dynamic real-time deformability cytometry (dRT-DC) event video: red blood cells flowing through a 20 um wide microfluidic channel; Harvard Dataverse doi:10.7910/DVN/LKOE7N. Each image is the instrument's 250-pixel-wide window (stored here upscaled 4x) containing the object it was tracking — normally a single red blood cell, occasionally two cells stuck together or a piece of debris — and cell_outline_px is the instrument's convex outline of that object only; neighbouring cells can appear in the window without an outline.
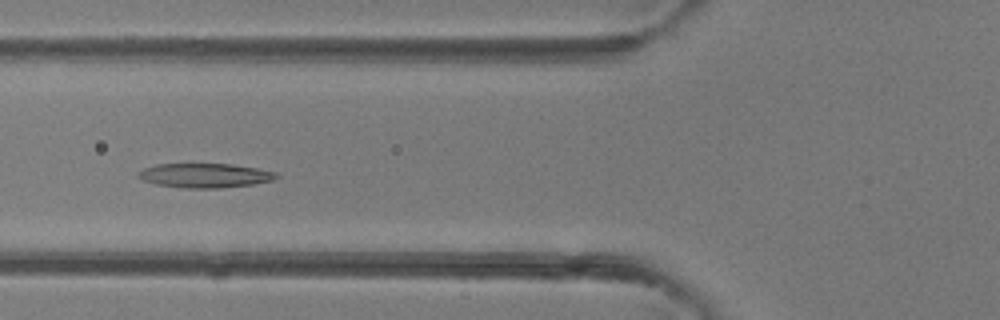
{"species": "common noctule bat (a hibernating species)", "species_latin": "Nyctalus noctula", "temperature_condition": "room temperature", "stored_images_in_passage": 5, "camera_frame_rate_fps": 3000, "um_per_image_px": 0.085, "animal": {"sex": "female"}, "frame": {"image": 1, "passage_image": 5, "time_ms": 5.333, "image_size_px": [1000, 320], "cell_outline_px": [[280, 176], [272, 180], [252, 184], [216, 188], [184, 188], [156, 184], [144, 180], [136, 176], [136, 172], [144, 168], [156, 164], [232, 164], [256, 168], [276, 172]], "centroid_in_image_um": [17.38, 14.91], "position_along_channel_um": 108.4, "area_um2": 19.48}}